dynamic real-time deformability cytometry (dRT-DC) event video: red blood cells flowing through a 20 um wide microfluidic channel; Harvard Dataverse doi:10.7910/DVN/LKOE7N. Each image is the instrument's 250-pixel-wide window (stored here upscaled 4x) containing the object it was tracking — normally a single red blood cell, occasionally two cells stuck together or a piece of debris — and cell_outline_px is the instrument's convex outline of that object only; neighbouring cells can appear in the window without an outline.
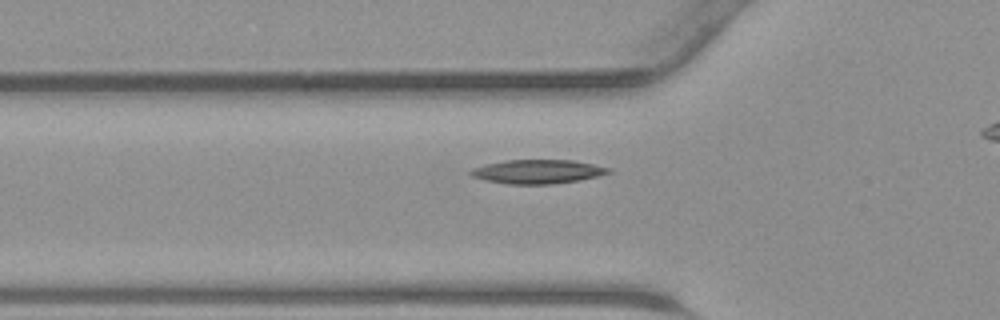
{"species": "common noctule bat (a hibernating species)", "species_latin": "Nyctalus noctula", "temperature_condition": "warm", "stored_images_in_passage": 27, "camera_frame_rate_fps": 3000, "um_per_image_px": 0.085, "animal": {"sex": "male", "body_mass_g": 23.1, "forearm_length_mm": 52.7}, "frame": {"image": 1, "passage_image": 3, "time_ms": 0.667, "image_size_px": [1000, 320], "cell_outline_px": [[612, 172], [580, 180], [552, 184], [508, 184], [484, 180], [472, 176], [468, 172], [472, 168], [504, 160], [572, 160], [612, 168]], "centroid_in_image_um": [45.7, 14.59], "position_along_channel_um": 80.1, "area_um2": 19.19}}
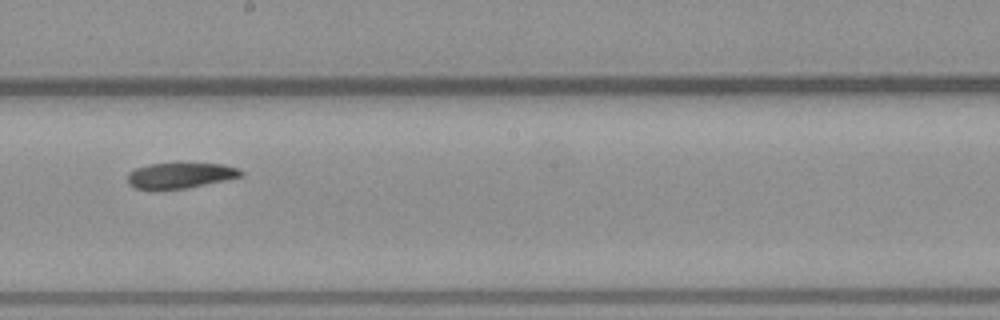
{"frame": {"image": 2, "passage_image": 13, "time_ms": 4.0, "image_size_px": [1000, 320], "cell_outline_px": [[244, 176], [184, 188], [152, 192], [136, 188], [128, 184], [128, 172], [136, 168], [152, 164], [224, 164], [236, 168], [244, 172]], "centroid_in_image_um": [15.26, 14.95], "position_along_channel_um": 232.9, "area_um2": 16.99}}
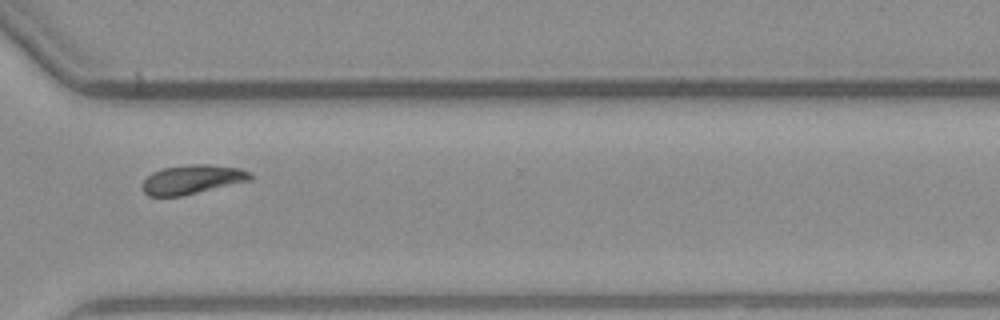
{"frame": {"image": 3, "passage_image": 21, "time_ms": 6.667, "image_size_px": [1000, 320], "cell_outline_px": [[252, 180], [180, 196], [148, 196], [144, 192], [144, 180], [152, 172], [160, 168], [192, 164], [208, 164], [240, 168], [248, 172], [252, 176]], "centroid_in_image_um": [16.34, 15.24], "position_along_channel_um": 354.3, "area_um2": 18.15}}